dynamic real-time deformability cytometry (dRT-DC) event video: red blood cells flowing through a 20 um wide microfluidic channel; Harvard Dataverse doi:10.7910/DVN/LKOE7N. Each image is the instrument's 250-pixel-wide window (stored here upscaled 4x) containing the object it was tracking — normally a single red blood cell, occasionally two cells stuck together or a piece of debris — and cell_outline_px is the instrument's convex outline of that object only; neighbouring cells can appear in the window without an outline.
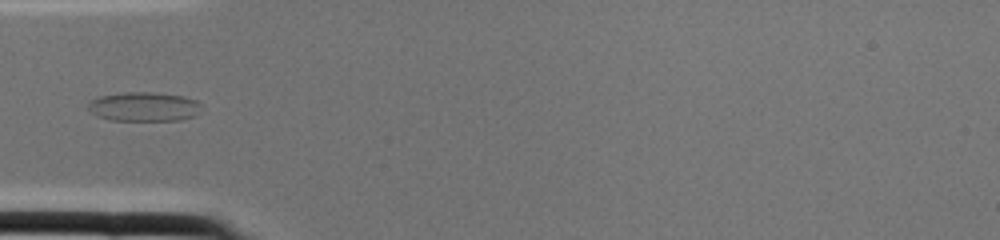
{"species": "common noctule bat (a hibernating species)", "species_latin": "Nyctalus noctula", "temperature_condition": "cold", "stored_images_in_passage": 1, "camera_frame_rate_fps": 3000, "um_per_image_px": 0.085, "animal": {"sex": "female", "body_mass_g": 22.0, "forearm_length_mm": 56.7}, "frame": {"image": 1, "passage_image": 1, "time_ms": 0.0, "image_size_px": [1000, 240], "cell_outline_px": [[204, 104], [196, 116], [180, 120], [112, 120], [96, 116], [88, 108], [88, 100], [100, 96], [124, 92], [152, 92], [184, 96], [196, 100]], "centroid_in_image_um": [12.27, 9.06], "position_along_channel_um": 72.7, "area_um2": 19.54}}